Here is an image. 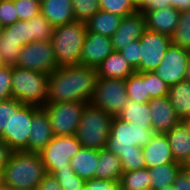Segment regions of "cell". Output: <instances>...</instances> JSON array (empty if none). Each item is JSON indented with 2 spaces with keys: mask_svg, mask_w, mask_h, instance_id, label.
<instances>
[{
  "mask_svg": "<svg viewBox=\"0 0 190 190\" xmlns=\"http://www.w3.org/2000/svg\"><path fill=\"white\" fill-rule=\"evenodd\" d=\"M3 184L2 170H0V185Z\"/></svg>",
  "mask_w": 190,
  "mask_h": 190,
  "instance_id": "680465c9",
  "label": "cell"
},
{
  "mask_svg": "<svg viewBox=\"0 0 190 190\" xmlns=\"http://www.w3.org/2000/svg\"><path fill=\"white\" fill-rule=\"evenodd\" d=\"M86 104L81 102H61L47 103L43 106L42 108L49 117L54 136L76 135Z\"/></svg>",
  "mask_w": 190,
  "mask_h": 190,
  "instance_id": "ba28073f",
  "label": "cell"
},
{
  "mask_svg": "<svg viewBox=\"0 0 190 190\" xmlns=\"http://www.w3.org/2000/svg\"><path fill=\"white\" fill-rule=\"evenodd\" d=\"M100 10L121 17L133 14L139 10L133 0H99Z\"/></svg>",
  "mask_w": 190,
  "mask_h": 190,
  "instance_id": "e575fe53",
  "label": "cell"
},
{
  "mask_svg": "<svg viewBox=\"0 0 190 190\" xmlns=\"http://www.w3.org/2000/svg\"><path fill=\"white\" fill-rule=\"evenodd\" d=\"M158 190H178V189H176L173 184H170Z\"/></svg>",
  "mask_w": 190,
  "mask_h": 190,
  "instance_id": "f5cc1de1",
  "label": "cell"
},
{
  "mask_svg": "<svg viewBox=\"0 0 190 190\" xmlns=\"http://www.w3.org/2000/svg\"><path fill=\"white\" fill-rule=\"evenodd\" d=\"M149 105L154 133L165 134L182 121L171 105L168 96L151 98Z\"/></svg>",
  "mask_w": 190,
  "mask_h": 190,
  "instance_id": "2e32d148",
  "label": "cell"
},
{
  "mask_svg": "<svg viewBox=\"0 0 190 190\" xmlns=\"http://www.w3.org/2000/svg\"><path fill=\"white\" fill-rule=\"evenodd\" d=\"M12 66H0V101L12 98Z\"/></svg>",
  "mask_w": 190,
  "mask_h": 190,
  "instance_id": "7bdbcfd3",
  "label": "cell"
},
{
  "mask_svg": "<svg viewBox=\"0 0 190 190\" xmlns=\"http://www.w3.org/2000/svg\"><path fill=\"white\" fill-rule=\"evenodd\" d=\"M112 52L111 37L87 31L83 42L80 64L97 68Z\"/></svg>",
  "mask_w": 190,
  "mask_h": 190,
  "instance_id": "9a60e30c",
  "label": "cell"
},
{
  "mask_svg": "<svg viewBox=\"0 0 190 190\" xmlns=\"http://www.w3.org/2000/svg\"><path fill=\"white\" fill-rule=\"evenodd\" d=\"M171 6V1L168 0H145L139 7V11L145 14L149 11L159 10Z\"/></svg>",
  "mask_w": 190,
  "mask_h": 190,
  "instance_id": "bcb514c9",
  "label": "cell"
},
{
  "mask_svg": "<svg viewBox=\"0 0 190 190\" xmlns=\"http://www.w3.org/2000/svg\"><path fill=\"white\" fill-rule=\"evenodd\" d=\"M41 107L26 105L13 98V110L9 130L8 147L14 151L28 152V139L31 132L33 115Z\"/></svg>",
  "mask_w": 190,
  "mask_h": 190,
  "instance_id": "9c48e42d",
  "label": "cell"
},
{
  "mask_svg": "<svg viewBox=\"0 0 190 190\" xmlns=\"http://www.w3.org/2000/svg\"><path fill=\"white\" fill-rule=\"evenodd\" d=\"M120 184L127 190H149L151 189V178L149 171L145 167L133 171L123 172Z\"/></svg>",
  "mask_w": 190,
  "mask_h": 190,
  "instance_id": "f546056e",
  "label": "cell"
},
{
  "mask_svg": "<svg viewBox=\"0 0 190 190\" xmlns=\"http://www.w3.org/2000/svg\"><path fill=\"white\" fill-rule=\"evenodd\" d=\"M183 169L181 163H168L148 169L151 178V189L158 190L173 184L177 175Z\"/></svg>",
  "mask_w": 190,
  "mask_h": 190,
  "instance_id": "83f0119b",
  "label": "cell"
},
{
  "mask_svg": "<svg viewBox=\"0 0 190 190\" xmlns=\"http://www.w3.org/2000/svg\"><path fill=\"white\" fill-rule=\"evenodd\" d=\"M119 190H127V189L123 188V187L120 185Z\"/></svg>",
  "mask_w": 190,
  "mask_h": 190,
  "instance_id": "6125c7cd",
  "label": "cell"
},
{
  "mask_svg": "<svg viewBox=\"0 0 190 190\" xmlns=\"http://www.w3.org/2000/svg\"><path fill=\"white\" fill-rule=\"evenodd\" d=\"M178 190H190V178L185 169H182L173 183Z\"/></svg>",
  "mask_w": 190,
  "mask_h": 190,
  "instance_id": "c3c4849f",
  "label": "cell"
},
{
  "mask_svg": "<svg viewBox=\"0 0 190 190\" xmlns=\"http://www.w3.org/2000/svg\"><path fill=\"white\" fill-rule=\"evenodd\" d=\"M190 50L172 45L165 52L159 66L153 71L169 87L185 80Z\"/></svg>",
  "mask_w": 190,
  "mask_h": 190,
  "instance_id": "4fadbf2b",
  "label": "cell"
},
{
  "mask_svg": "<svg viewBox=\"0 0 190 190\" xmlns=\"http://www.w3.org/2000/svg\"><path fill=\"white\" fill-rule=\"evenodd\" d=\"M113 118L102 109L87 103L76 132V137L82 147L105 149Z\"/></svg>",
  "mask_w": 190,
  "mask_h": 190,
  "instance_id": "5b68a950",
  "label": "cell"
},
{
  "mask_svg": "<svg viewBox=\"0 0 190 190\" xmlns=\"http://www.w3.org/2000/svg\"><path fill=\"white\" fill-rule=\"evenodd\" d=\"M19 21L13 0H0V24L2 27Z\"/></svg>",
  "mask_w": 190,
  "mask_h": 190,
  "instance_id": "b9f144b4",
  "label": "cell"
},
{
  "mask_svg": "<svg viewBox=\"0 0 190 190\" xmlns=\"http://www.w3.org/2000/svg\"><path fill=\"white\" fill-rule=\"evenodd\" d=\"M171 1V7L181 11L190 10V0H168Z\"/></svg>",
  "mask_w": 190,
  "mask_h": 190,
  "instance_id": "f907efd6",
  "label": "cell"
},
{
  "mask_svg": "<svg viewBox=\"0 0 190 190\" xmlns=\"http://www.w3.org/2000/svg\"><path fill=\"white\" fill-rule=\"evenodd\" d=\"M117 156L120 158L123 172L145 168L143 151L121 152Z\"/></svg>",
  "mask_w": 190,
  "mask_h": 190,
  "instance_id": "f35d334b",
  "label": "cell"
},
{
  "mask_svg": "<svg viewBox=\"0 0 190 190\" xmlns=\"http://www.w3.org/2000/svg\"><path fill=\"white\" fill-rule=\"evenodd\" d=\"M168 99L183 120L190 111V81L183 80L169 87Z\"/></svg>",
  "mask_w": 190,
  "mask_h": 190,
  "instance_id": "4316f807",
  "label": "cell"
},
{
  "mask_svg": "<svg viewBox=\"0 0 190 190\" xmlns=\"http://www.w3.org/2000/svg\"><path fill=\"white\" fill-rule=\"evenodd\" d=\"M120 181L92 178L86 180L84 190H119Z\"/></svg>",
  "mask_w": 190,
  "mask_h": 190,
  "instance_id": "f6af8a7d",
  "label": "cell"
},
{
  "mask_svg": "<svg viewBox=\"0 0 190 190\" xmlns=\"http://www.w3.org/2000/svg\"><path fill=\"white\" fill-rule=\"evenodd\" d=\"M99 78L126 80L135 70L119 53L112 52L97 68Z\"/></svg>",
  "mask_w": 190,
  "mask_h": 190,
  "instance_id": "7402d4cb",
  "label": "cell"
},
{
  "mask_svg": "<svg viewBox=\"0 0 190 190\" xmlns=\"http://www.w3.org/2000/svg\"><path fill=\"white\" fill-rule=\"evenodd\" d=\"M155 133L145 126L132 125L114 117L105 148L116 156L128 151H143Z\"/></svg>",
  "mask_w": 190,
  "mask_h": 190,
  "instance_id": "8992f818",
  "label": "cell"
},
{
  "mask_svg": "<svg viewBox=\"0 0 190 190\" xmlns=\"http://www.w3.org/2000/svg\"><path fill=\"white\" fill-rule=\"evenodd\" d=\"M97 161L98 150L81 147L70 159V166L80 178L86 181L96 178Z\"/></svg>",
  "mask_w": 190,
  "mask_h": 190,
  "instance_id": "603a6c76",
  "label": "cell"
},
{
  "mask_svg": "<svg viewBox=\"0 0 190 190\" xmlns=\"http://www.w3.org/2000/svg\"><path fill=\"white\" fill-rule=\"evenodd\" d=\"M165 134L175 161L183 164L190 154V133L186 122L180 121Z\"/></svg>",
  "mask_w": 190,
  "mask_h": 190,
  "instance_id": "44dd1931",
  "label": "cell"
},
{
  "mask_svg": "<svg viewBox=\"0 0 190 190\" xmlns=\"http://www.w3.org/2000/svg\"><path fill=\"white\" fill-rule=\"evenodd\" d=\"M12 152L8 145L0 139V170L3 171Z\"/></svg>",
  "mask_w": 190,
  "mask_h": 190,
  "instance_id": "681fc988",
  "label": "cell"
},
{
  "mask_svg": "<svg viewBox=\"0 0 190 190\" xmlns=\"http://www.w3.org/2000/svg\"><path fill=\"white\" fill-rule=\"evenodd\" d=\"M21 48L17 42L6 38L0 32V62L2 65L16 66Z\"/></svg>",
  "mask_w": 190,
  "mask_h": 190,
  "instance_id": "d590c367",
  "label": "cell"
},
{
  "mask_svg": "<svg viewBox=\"0 0 190 190\" xmlns=\"http://www.w3.org/2000/svg\"><path fill=\"white\" fill-rule=\"evenodd\" d=\"M96 168L97 179L112 181L121 180L123 169L120 158L106 148L98 150V161Z\"/></svg>",
  "mask_w": 190,
  "mask_h": 190,
  "instance_id": "cb8c5ba5",
  "label": "cell"
},
{
  "mask_svg": "<svg viewBox=\"0 0 190 190\" xmlns=\"http://www.w3.org/2000/svg\"><path fill=\"white\" fill-rule=\"evenodd\" d=\"M183 169H185L188 172L190 178V168H183Z\"/></svg>",
  "mask_w": 190,
  "mask_h": 190,
  "instance_id": "94428289",
  "label": "cell"
},
{
  "mask_svg": "<svg viewBox=\"0 0 190 190\" xmlns=\"http://www.w3.org/2000/svg\"><path fill=\"white\" fill-rule=\"evenodd\" d=\"M11 110H13V98L0 101V139L6 144L9 142Z\"/></svg>",
  "mask_w": 190,
  "mask_h": 190,
  "instance_id": "74e56055",
  "label": "cell"
},
{
  "mask_svg": "<svg viewBox=\"0 0 190 190\" xmlns=\"http://www.w3.org/2000/svg\"><path fill=\"white\" fill-rule=\"evenodd\" d=\"M128 100L125 80L98 77L89 103L117 117Z\"/></svg>",
  "mask_w": 190,
  "mask_h": 190,
  "instance_id": "52a82bcc",
  "label": "cell"
},
{
  "mask_svg": "<svg viewBox=\"0 0 190 190\" xmlns=\"http://www.w3.org/2000/svg\"><path fill=\"white\" fill-rule=\"evenodd\" d=\"M75 21L87 22L100 10L99 0H71Z\"/></svg>",
  "mask_w": 190,
  "mask_h": 190,
  "instance_id": "8d00e7d4",
  "label": "cell"
},
{
  "mask_svg": "<svg viewBox=\"0 0 190 190\" xmlns=\"http://www.w3.org/2000/svg\"><path fill=\"white\" fill-rule=\"evenodd\" d=\"M1 33L6 38L17 42L20 47H23L30 43V22L19 20L14 24L2 27Z\"/></svg>",
  "mask_w": 190,
  "mask_h": 190,
  "instance_id": "1f68e13d",
  "label": "cell"
},
{
  "mask_svg": "<svg viewBox=\"0 0 190 190\" xmlns=\"http://www.w3.org/2000/svg\"><path fill=\"white\" fill-rule=\"evenodd\" d=\"M46 174L40 154L14 151L2 171L3 184L12 190L36 189Z\"/></svg>",
  "mask_w": 190,
  "mask_h": 190,
  "instance_id": "7a4b0ae2",
  "label": "cell"
},
{
  "mask_svg": "<svg viewBox=\"0 0 190 190\" xmlns=\"http://www.w3.org/2000/svg\"><path fill=\"white\" fill-rule=\"evenodd\" d=\"M12 98L26 105L43 107L48 103V74L12 66Z\"/></svg>",
  "mask_w": 190,
  "mask_h": 190,
  "instance_id": "277c9868",
  "label": "cell"
},
{
  "mask_svg": "<svg viewBox=\"0 0 190 190\" xmlns=\"http://www.w3.org/2000/svg\"><path fill=\"white\" fill-rule=\"evenodd\" d=\"M31 125L28 152L39 154L54 137L49 117L42 107L33 115Z\"/></svg>",
  "mask_w": 190,
  "mask_h": 190,
  "instance_id": "e0dca14e",
  "label": "cell"
},
{
  "mask_svg": "<svg viewBox=\"0 0 190 190\" xmlns=\"http://www.w3.org/2000/svg\"><path fill=\"white\" fill-rule=\"evenodd\" d=\"M82 145L76 135L54 136L39 153L43 159L47 174L58 169L67 168L70 159L81 149Z\"/></svg>",
  "mask_w": 190,
  "mask_h": 190,
  "instance_id": "30bf717a",
  "label": "cell"
},
{
  "mask_svg": "<svg viewBox=\"0 0 190 190\" xmlns=\"http://www.w3.org/2000/svg\"><path fill=\"white\" fill-rule=\"evenodd\" d=\"M40 12L54 27L75 21L71 0H42Z\"/></svg>",
  "mask_w": 190,
  "mask_h": 190,
  "instance_id": "ffe728a7",
  "label": "cell"
},
{
  "mask_svg": "<svg viewBox=\"0 0 190 190\" xmlns=\"http://www.w3.org/2000/svg\"><path fill=\"white\" fill-rule=\"evenodd\" d=\"M0 190H12L8 186H5L4 184L0 185Z\"/></svg>",
  "mask_w": 190,
  "mask_h": 190,
  "instance_id": "9f6ffc18",
  "label": "cell"
},
{
  "mask_svg": "<svg viewBox=\"0 0 190 190\" xmlns=\"http://www.w3.org/2000/svg\"><path fill=\"white\" fill-rule=\"evenodd\" d=\"M125 85L129 99L138 103H149L151 100L147 93L146 72H134L125 80Z\"/></svg>",
  "mask_w": 190,
  "mask_h": 190,
  "instance_id": "f1b7e54d",
  "label": "cell"
},
{
  "mask_svg": "<svg viewBox=\"0 0 190 190\" xmlns=\"http://www.w3.org/2000/svg\"><path fill=\"white\" fill-rule=\"evenodd\" d=\"M117 117L132 125L153 129L149 103H138L129 99Z\"/></svg>",
  "mask_w": 190,
  "mask_h": 190,
  "instance_id": "d4e9b609",
  "label": "cell"
},
{
  "mask_svg": "<svg viewBox=\"0 0 190 190\" xmlns=\"http://www.w3.org/2000/svg\"><path fill=\"white\" fill-rule=\"evenodd\" d=\"M49 77L48 103H89L98 78L97 69L84 65L59 67Z\"/></svg>",
  "mask_w": 190,
  "mask_h": 190,
  "instance_id": "6da1fadb",
  "label": "cell"
},
{
  "mask_svg": "<svg viewBox=\"0 0 190 190\" xmlns=\"http://www.w3.org/2000/svg\"><path fill=\"white\" fill-rule=\"evenodd\" d=\"M171 42L172 45L190 50V10L180 12L179 22L171 36Z\"/></svg>",
  "mask_w": 190,
  "mask_h": 190,
  "instance_id": "4dcf8cb0",
  "label": "cell"
},
{
  "mask_svg": "<svg viewBox=\"0 0 190 190\" xmlns=\"http://www.w3.org/2000/svg\"><path fill=\"white\" fill-rule=\"evenodd\" d=\"M20 21H28L40 14V2L34 0H13Z\"/></svg>",
  "mask_w": 190,
  "mask_h": 190,
  "instance_id": "ab89813d",
  "label": "cell"
},
{
  "mask_svg": "<svg viewBox=\"0 0 190 190\" xmlns=\"http://www.w3.org/2000/svg\"><path fill=\"white\" fill-rule=\"evenodd\" d=\"M140 64L135 72H153L171 46V37L162 33L146 30L140 37Z\"/></svg>",
  "mask_w": 190,
  "mask_h": 190,
  "instance_id": "7c38bea8",
  "label": "cell"
},
{
  "mask_svg": "<svg viewBox=\"0 0 190 190\" xmlns=\"http://www.w3.org/2000/svg\"><path fill=\"white\" fill-rule=\"evenodd\" d=\"M185 122H186L187 128H188L189 133H190V121H185Z\"/></svg>",
  "mask_w": 190,
  "mask_h": 190,
  "instance_id": "91938a15",
  "label": "cell"
},
{
  "mask_svg": "<svg viewBox=\"0 0 190 190\" xmlns=\"http://www.w3.org/2000/svg\"><path fill=\"white\" fill-rule=\"evenodd\" d=\"M185 80L190 81V58H189L188 63H187Z\"/></svg>",
  "mask_w": 190,
  "mask_h": 190,
  "instance_id": "816d5d0a",
  "label": "cell"
},
{
  "mask_svg": "<svg viewBox=\"0 0 190 190\" xmlns=\"http://www.w3.org/2000/svg\"><path fill=\"white\" fill-rule=\"evenodd\" d=\"M142 149L147 169L176 162L166 134L155 133L151 142Z\"/></svg>",
  "mask_w": 190,
  "mask_h": 190,
  "instance_id": "ac0fdd59",
  "label": "cell"
},
{
  "mask_svg": "<svg viewBox=\"0 0 190 190\" xmlns=\"http://www.w3.org/2000/svg\"><path fill=\"white\" fill-rule=\"evenodd\" d=\"M16 66L48 75L59 68L50 40L34 41L23 46Z\"/></svg>",
  "mask_w": 190,
  "mask_h": 190,
  "instance_id": "8fae6325",
  "label": "cell"
},
{
  "mask_svg": "<svg viewBox=\"0 0 190 190\" xmlns=\"http://www.w3.org/2000/svg\"><path fill=\"white\" fill-rule=\"evenodd\" d=\"M146 82L150 98L168 96L169 86L153 72H146Z\"/></svg>",
  "mask_w": 190,
  "mask_h": 190,
  "instance_id": "60d3db41",
  "label": "cell"
},
{
  "mask_svg": "<svg viewBox=\"0 0 190 190\" xmlns=\"http://www.w3.org/2000/svg\"><path fill=\"white\" fill-rule=\"evenodd\" d=\"M147 30L172 36L179 22L180 11L174 7L161 8L145 14Z\"/></svg>",
  "mask_w": 190,
  "mask_h": 190,
  "instance_id": "d6986e66",
  "label": "cell"
},
{
  "mask_svg": "<svg viewBox=\"0 0 190 190\" xmlns=\"http://www.w3.org/2000/svg\"><path fill=\"white\" fill-rule=\"evenodd\" d=\"M123 17L99 10L87 22V31L112 37L120 26Z\"/></svg>",
  "mask_w": 190,
  "mask_h": 190,
  "instance_id": "484cf974",
  "label": "cell"
},
{
  "mask_svg": "<svg viewBox=\"0 0 190 190\" xmlns=\"http://www.w3.org/2000/svg\"><path fill=\"white\" fill-rule=\"evenodd\" d=\"M146 30L145 15L139 10L123 17L120 26L111 37L113 50L119 52L135 40H139Z\"/></svg>",
  "mask_w": 190,
  "mask_h": 190,
  "instance_id": "5bb4252c",
  "label": "cell"
},
{
  "mask_svg": "<svg viewBox=\"0 0 190 190\" xmlns=\"http://www.w3.org/2000/svg\"><path fill=\"white\" fill-rule=\"evenodd\" d=\"M119 53L127 60L128 64L135 70L140 64V41L135 40L132 44L124 47Z\"/></svg>",
  "mask_w": 190,
  "mask_h": 190,
  "instance_id": "ee69618b",
  "label": "cell"
},
{
  "mask_svg": "<svg viewBox=\"0 0 190 190\" xmlns=\"http://www.w3.org/2000/svg\"><path fill=\"white\" fill-rule=\"evenodd\" d=\"M59 182L62 190H84L86 181L80 178L70 165L58 169L52 174Z\"/></svg>",
  "mask_w": 190,
  "mask_h": 190,
  "instance_id": "836d02e7",
  "label": "cell"
},
{
  "mask_svg": "<svg viewBox=\"0 0 190 190\" xmlns=\"http://www.w3.org/2000/svg\"><path fill=\"white\" fill-rule=\"evenodd\" d=\"M38 190H62L59 182L51 174H46L37 187Z\"/></svg>",
  "mask_w": 190,
  "mask_h": 190,
  "instance_id": "7dc6e473",
  "label": "cell"
},
{
  "mask_svg": "<svg viewBox=\"0 0 190 190\" xmlns=\"http://www.w3.org/2000/svg\"><path fill=\"white\" fill-rule=\"evenodd\" d=\"M145 0H133L136 6L139 8Z\"/></svg>",
  "mask_w": 190,
  "mask_h": 190,
  "instance_id": "11a10c76",
  "label": "cell"
},
{
  "mask_svg": "<svg viewBox=\"0 0 190 190\" xmlns=\"http://www.w3.org/2000/svg\"><path fill=\"white\" fill-rule=\"evenodd\" d=\"M182 165H183V168H190V154L187 160Z\"/></svg>",
  "mask_w": 190,
  "mask_h": 190,
  "instance_id": "db71d44e",
  "label": "cell"
},
{
  "mask_svg": "<svg viewBox=\"0 0 190 190\" xmlns=\"http://www.w3.org/2000/svg\"><path fill=\"white\" fill-rule=\"evenodd\" d=\"M86 33L87 26L85 22L74 21L54 27L50 42L58 67L80 64Z\"/></svg>",
  "mask_w": 190,
  "mask_h": 190,
  "instance_id": "3957f363",
  "label": "cell"
},
{
  "mask_svg": "<svg viewBox=\"0 0 190 190\" xmlns=\"http://www.w3.org/2000/svg\"><path fill=\"white\" fill-rule=\"evenodd\" d=\"M28 21L30 22V43L51 39L54 26L41 13Z\"/></svg>",
  "mask_w": 190,
  "mask_h": 190,
  "instance_id": "d6a6232c",
  "label": "cell"
},
{
  "mask_svg": "<svg viewBox=\"0 0 190 190\" xmlns=\"http://www.w3.org/2000/svg\"><path fill=\"white\" fill-rule=\"evenodd\" d=\"M183 121H190V111H189L188 115L183 119Z\"/></svg>",
  "mask_w": 190,
  "mask_h": 190,
  "instance_id": "6f0895ef",
  "label": "cell"
}]
</instances>
